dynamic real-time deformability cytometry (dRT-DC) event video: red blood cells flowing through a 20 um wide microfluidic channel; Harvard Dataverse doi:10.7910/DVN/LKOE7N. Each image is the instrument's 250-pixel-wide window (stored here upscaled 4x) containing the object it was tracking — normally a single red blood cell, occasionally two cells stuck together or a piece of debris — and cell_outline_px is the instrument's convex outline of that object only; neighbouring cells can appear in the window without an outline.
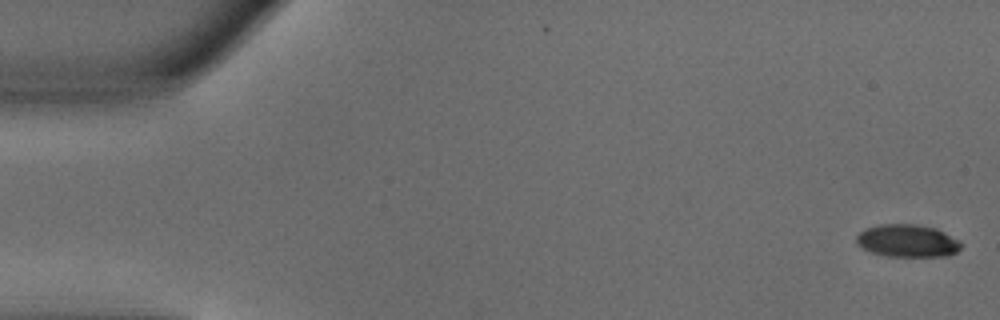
{"species": "common noctule bat (a hibernating species)", "species_latin": "Nyctalus noctula", "temperature_condition": "warm", "stored_images_in_passage": 50, "camera_frame_rate_fps": 3000, "um_per_image_px": 0.085, "animal": {"sex": "male", "body_mass_g": 18.8}, "frame": {"image": 1, "passage_image": 1, "time_ms": 0.0, "image_size_px": [1000, 320], "cell_outline_px": [[964, 244], [956, 252], [948, 256], [888, 256], [872, 252], [856, 244], [856, 236], [864, 228], [880, 224], [916, 224], [936, 228], [960, 240]], "centroid_in_image_um": [77.15, 20.46], "position_along_channel_um": 7.8, "area_um2": 20.0}}
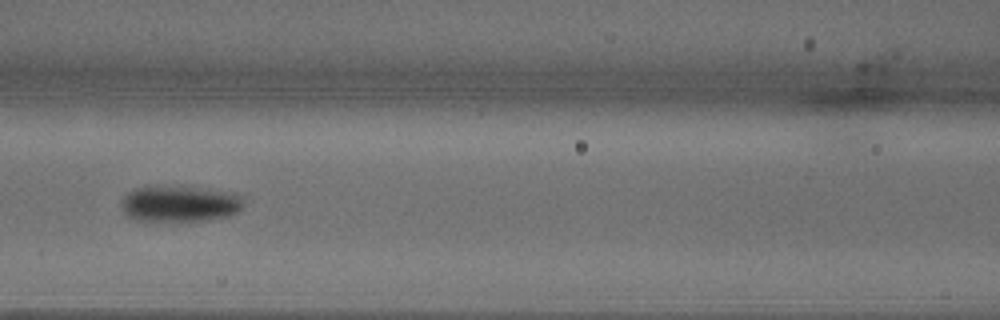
{"frame": {"image": 2, "passage_image": 22, "time_ms": 7.0, "image_size_px": [1000, 320], "cell_outline_px": [[240, 208], [236, 212], [228, 216], [204, 220], [136, 220], [128, 216], [124, 212], [120, 204], [124, 196], [128, 192], [136, 188], [208, 188], [236, 192], [240, 196]], "centroid_in_image_um": [15.28, 17.32], "position_along_channel_um": 151.3, "area_um2": 24.91}}
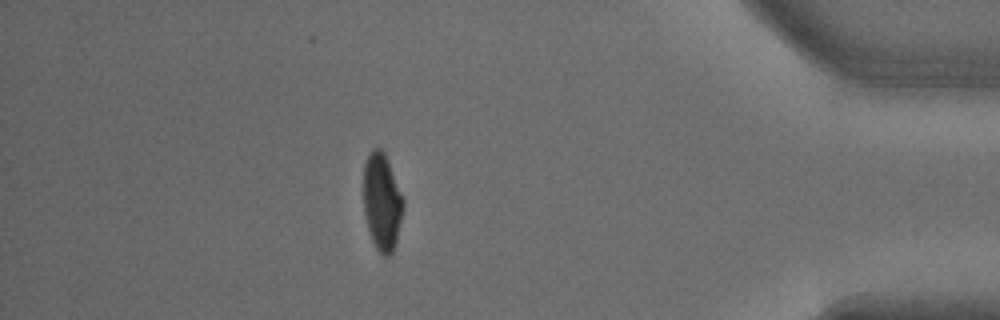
{"frame": {"image": 3, "passage_image": 44, "time_ms": 14.333, "image_size_px": [1000, 320], "cell_outline_px": [[404, 208], [396, 244], [392, 252], [388, 256], [384, 256], [376, 248], [372, 240], [368, 228], [364, 212], [364, 164], [372, 148], [380, 148], [384, 152], [388, 160], [404, 200]], "centroid_in_image_um": [32.48, 17.16], "position_along_channel_um": 402.7, "area_um2": 22.48}, "authors_computed_cell_mechanics": {"area_um2": 23.7269, "velocity_mm_per_s": 4.0133, "shape_relaxation_time_tau1_ms": 2.71, "shape_relaxation_time_tau2_ms": null, "deformation_change_tau1": 0.1443, "deformation_change_tau2": null}}